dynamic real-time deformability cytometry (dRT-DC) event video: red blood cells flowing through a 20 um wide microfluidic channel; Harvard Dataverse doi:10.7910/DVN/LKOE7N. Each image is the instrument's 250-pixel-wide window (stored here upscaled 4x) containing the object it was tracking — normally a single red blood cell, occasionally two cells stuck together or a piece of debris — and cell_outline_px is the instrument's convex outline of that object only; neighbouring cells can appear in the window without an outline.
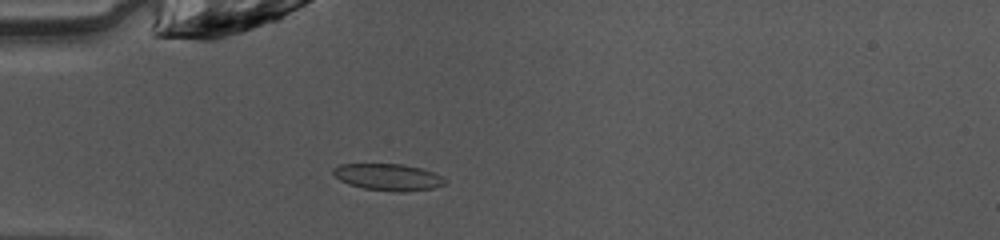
{"species": "common noctule bat (a hibernating species)", "species_latin": "Nyctalus noctula", "temperature_condition": "warm", "stored_images_in_passage": 50, "camera_frame_rate_fps": 3000, "um_per_image_px": 0.085, "animal": {"sex": "female", "body_mass_g": 10.0, "forearm_length_mm": 53.1}, "frame": {"image": 1, "passage_image": 15, "time_ms": 4.667, "image_size_px": [1000, 240], "cell_outline_px": [[448, 180], [444, 184], [432, 188], [400, 192], [364, 188], [348, 184], [340, 180], [332, 172], [332, 168], [340, 164], [404, 164], [420, 168], [444, 176]], "centroid_in_image_um": [33.0, 15.04], "position_along_channel_um": 52.0, "area_um2": 17.34}}
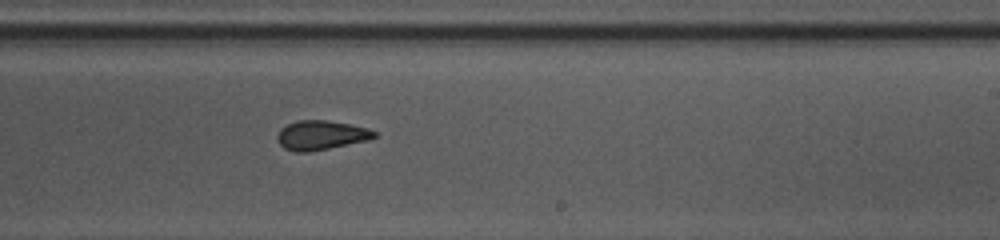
{"frame": {"image": 2, "passage_image": 31, "time_ms": 10.0, "image_size_px": [1000, 240], "cell_outline_px": [[376, 136], [368, 140], [308, 152], [296, 152], [284, 148], [280, 144], [276, 136], [280, 128], [296, 120], [328, 120], [368, 128], [376, 132]], "centroid_in_image_um": [27.26, 11.48], "position_along_channel_um": 261.7, "area_um2": 16.47}}
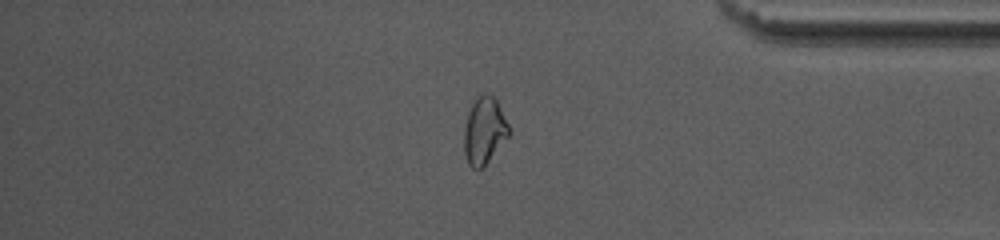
{"frame": {"image": 3, "passage_image": 42, "time_ms": 13.667, "image_size_px": [1000, 240], "cell_outline_px": [[512, 132], [484, 168], [472, 168], [468, 164], [464, 152], [464, 128], [468, 112], [476, 96], [484, 92], [488, 92], [496, 100]], "centroid_in_image_um": [41.17, 11.12], "position_along_channel_um": 394.0, "area_um2": 17.74}, "authors_computed_cell_mechanics": {"area_um2": 17.1955, "velocity_mm_per_s": 4.093, "shape_relaxation_time_tau1_ms": 6.6133, "shape_relaxation_time_tau2_ms": 1.2956, "deformation_change_tau1": 0.1615, "deformation_change_tau2": 0.0574}}